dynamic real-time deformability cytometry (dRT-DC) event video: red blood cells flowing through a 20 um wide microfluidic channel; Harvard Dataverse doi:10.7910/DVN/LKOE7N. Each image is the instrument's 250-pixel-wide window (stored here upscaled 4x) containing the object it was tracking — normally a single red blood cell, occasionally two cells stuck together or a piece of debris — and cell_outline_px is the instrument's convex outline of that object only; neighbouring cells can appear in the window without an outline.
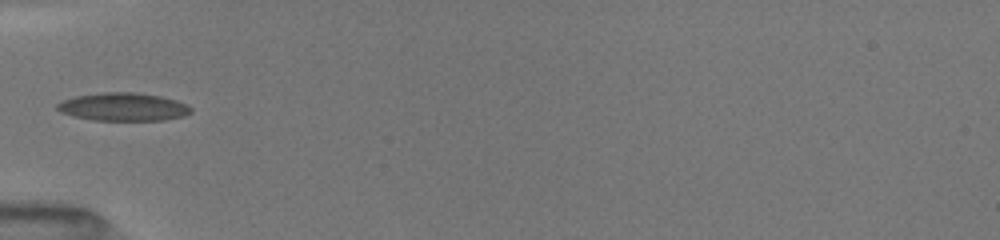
{"species": "common noctule bat (a hibernating species)", "species_latin": "Nyctalus noctula", "temperature_condition": "room temperature", "stored_images_in_passage": 18, "camera_frame_rate_fps": 3000, "um_per_image_px": 0.085, "animal": {"sex": "female", "body_mass_g": 19.5, "forearm_length_mm": 54.1}, "frame": {"image": 1, "passage_image": 1, "time_ms": 0.0, "image_size_px": [1000, 240], "cell_outline_px": [[192, 112], [184, 116], [164, 120], [92, 120], [72, 116], [60, 112], [56, 108], [56, 104], [64, 100], [76, 96], [104, 92], [136, 92], [160, 96], [176, 100], [192, 108]], "centroid_in_image_um": [10.47, 9.09], "position_along_channel_um": 74.5, "area_um2": 21.85}}
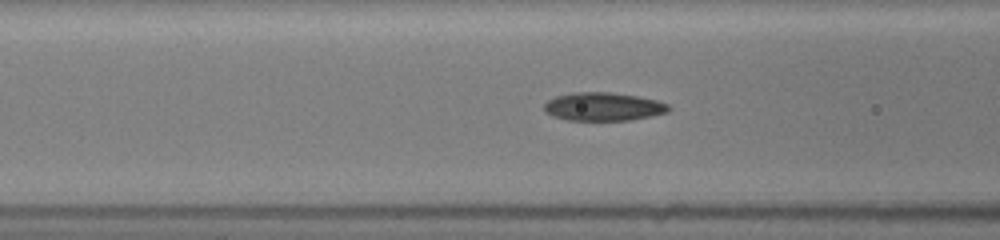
{"frame": {"image": 2, "passage_image": 6, "time_ms": 1.0, "image_size_px": [1000, 240], "cell_outline_px": [[672, 108], [668, 112], [652, 116], [628, 120], [568, 120], [552, 116], [544, 112], [544, 104], [548, 100], [556, 96], [572, 92], [608, 92], [636, 96], [656, 100], [668, 104]], "centroid_in_image_um": [51.27, 9.06], "position_along_channel_um": 115.3, "area_um2": 20.58}}
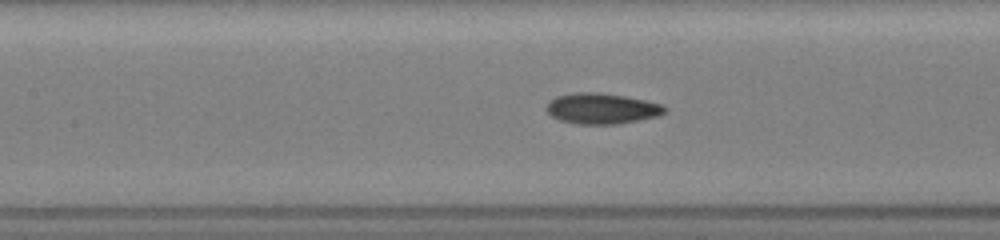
{"frame": {"image": 3, "passage_image": 12, "time_ms": 2.0, "image_size_px": [1000, 240], "cell_outline_px": [[668, 112], [660, 116], [616, 124], [576, 124], [560, 120], [552, 116], [544, 108], [556, 96], [572, 92], [600, 92], [624, 96], [664, 104], [668, 108]], "centroid_in_image_um": [51.19, 9.22], "position_along_channel_um": 156.2, "area_um2": 21.39}}